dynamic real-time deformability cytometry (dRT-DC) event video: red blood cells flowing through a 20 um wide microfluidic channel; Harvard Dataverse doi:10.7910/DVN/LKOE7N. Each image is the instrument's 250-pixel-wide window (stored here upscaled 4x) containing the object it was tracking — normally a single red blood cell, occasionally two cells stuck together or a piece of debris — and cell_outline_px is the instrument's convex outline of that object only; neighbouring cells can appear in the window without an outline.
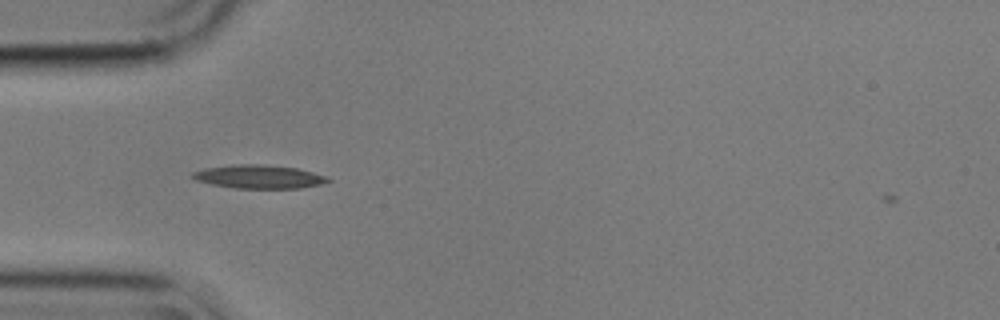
{"species": "common noctule bat (a hibernating species)", "species_latin": "Nyctalus noctula", "temperature_condition": "cold", "stored_images_in_passage": 42, "camera_frame_rate_fps": 3000, "um_per_image_px": 0.085, "animal": {"sex": "male", "body_mass_g": 17.9}, "frame": {"image": 1, "passage_image": 3, "time_ms": 0.667, "image_size_px": [1000, 320], "cell_outline_px": [[332, 180], [320, 184], [300, 188], [236, 188], [212, 184], [196, 180], [188, 176], [192, 172], [204, 168], [236, 164], [264, 164], [296, 168], [328, 176]], "centroid_in_image_um": [21.99, 15.01], "position_along_channel_um": 63.0, "area_um2": 18.55}}
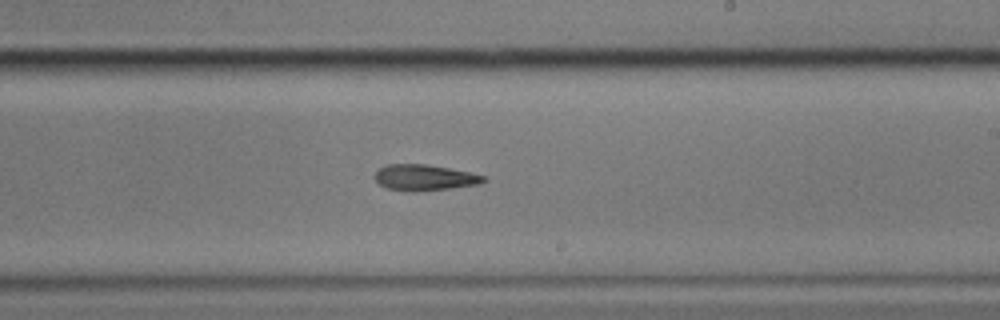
{"frame": {"image": 2, "passage_image": 19, "time_ms": 6.0, "image_size_px": [1000, 320], "cell_outline_px": [[488, 180], [480, 184], [452, 188], [412, 192], [408, 192], [388, 188], [380, 184], [376, 180], [376, 172], [380, 168], [388, 164], [424, 164], [448, 168], [488, 176]], "centroid_in_image_um": [36.14, 15.1], "position_along_channel_um": 252.9, "area_um2": 16.42}}
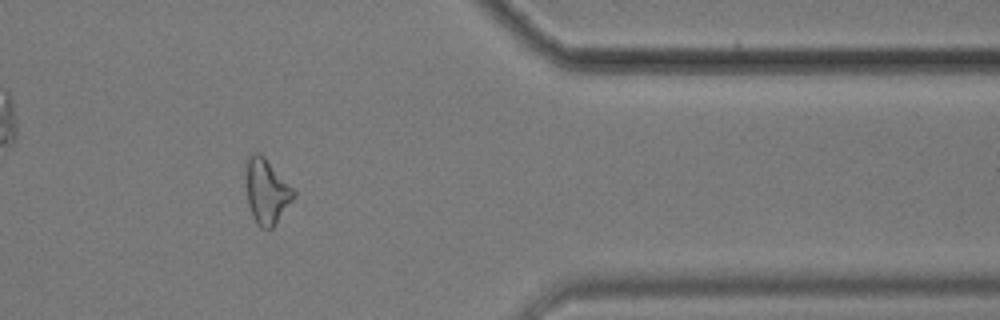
{"frame": {"image": 3, "passage_image": 32, "time_ms": 10.333, "image_size_px": [1000, 320], "cell_outline_px": [[296, 196], [272, 228], [260, 228], [256, 224], [252, 216], [248, 204], [244, 160], [252, 152], [260, 152], [264, 156], [296, 192]], "centroid_in_image_um": [22.63, 16.23], "position_along_channel_um": 388.8, "area_um2": 18.26}}